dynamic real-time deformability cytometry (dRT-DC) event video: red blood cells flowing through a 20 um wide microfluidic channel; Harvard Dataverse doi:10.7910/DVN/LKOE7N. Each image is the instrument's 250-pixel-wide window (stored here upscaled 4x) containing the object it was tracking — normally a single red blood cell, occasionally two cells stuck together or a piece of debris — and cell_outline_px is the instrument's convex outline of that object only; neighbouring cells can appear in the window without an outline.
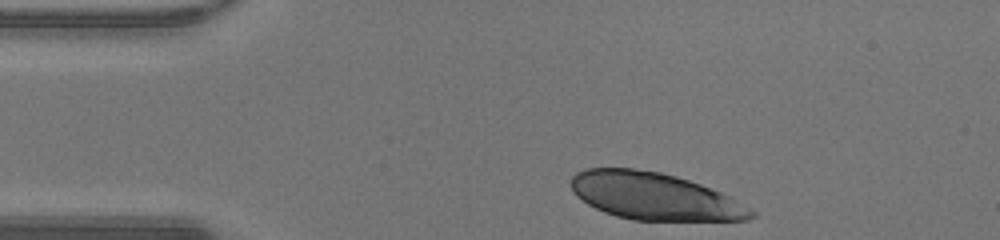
{"species": "human", "species_latin": "Homo sapiens", "temperature_condition": "warm", "stored_images_in_passage": 31, "camera_frame_rate_fps": 3000, "um_per_image_px": 0.085, "donor": {"sex": "male"}, "frame": {"image": 1, "passage_image": 1, "time_ms": 0.0, "image_size_px": [1000, 240], "cell_outline_px": [[756, 216], [748, 220], [632, 220], [616, 216], [604, 212], [588, 204], [576, 196], [572, 192], [572, 176], [576, 172], [584, 168], [632, 168], [660, 172], [676, 176], [700, 184], [720, 192], [752, 208], [756, 212]], "centroid_in_image_um": [55.62, 16.68], "position_along_channel_um": 29.4, "area_um2": 49.42}}